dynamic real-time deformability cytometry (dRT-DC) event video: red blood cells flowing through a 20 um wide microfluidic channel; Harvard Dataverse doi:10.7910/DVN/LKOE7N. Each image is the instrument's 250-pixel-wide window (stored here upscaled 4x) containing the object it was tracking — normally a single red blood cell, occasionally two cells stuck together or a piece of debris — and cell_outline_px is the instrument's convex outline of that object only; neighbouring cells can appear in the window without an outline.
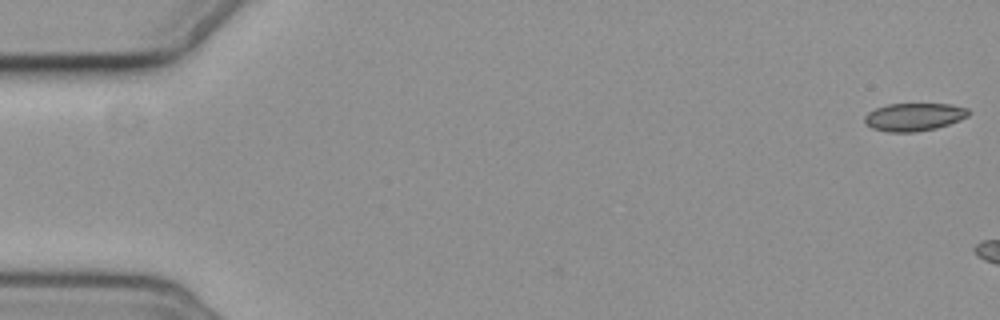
{"species": "common noctule bat (a hibernating species)", "species_latin": "Nyctalus noctula", "temperature_condition": "cold", "stored_images_in_passage": 2, "camera_frame_rate_fps": 3000, "um_per_image_px": 0.085, "animal": {"sex": "female", "body_mass_g": 19.3, "forearm_length_mm": 54.1}, "frame": {"image": 1, "passage_image": 2, "time_ms": 1.333, "image_size_px": [1000, 320], "cell_outline_px": [[972, 112], [968, 116], [960, 120], [936, 128], [916, 132], [888, 132], [872, 128], [864, 124], [864, 116], [868, 112], [876, 108], [888, 104], [952, 104], [968, 108]], "centroid_in_image_um": [77.7, 9.94], "position_along_channel_um": 7.3, "area_um2": 17.05}}